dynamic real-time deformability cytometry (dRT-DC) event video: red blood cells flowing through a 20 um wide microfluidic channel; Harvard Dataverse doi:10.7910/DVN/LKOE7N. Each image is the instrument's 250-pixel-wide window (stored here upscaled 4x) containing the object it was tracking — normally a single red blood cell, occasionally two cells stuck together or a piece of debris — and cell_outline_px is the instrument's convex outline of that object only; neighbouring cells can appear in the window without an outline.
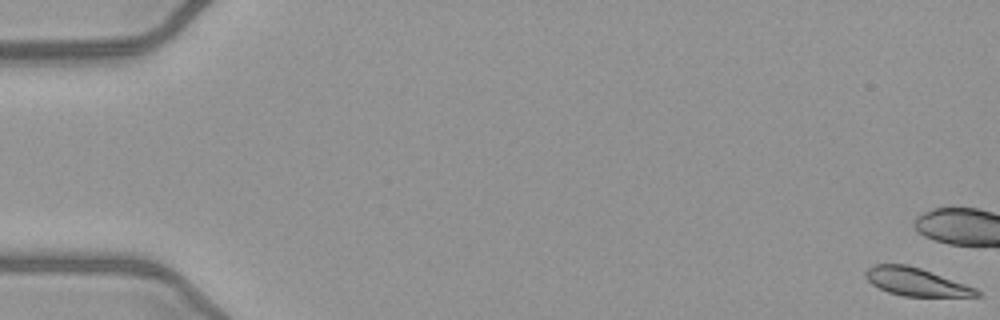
{"species": "common noctule bat (a hibernating species)", "species_latin": "Nyctalus noctula", "temperature_condition": "warm", "stored_images_in_passage": 12, "camera_frame_rate_fps": 3000, "um_per_image_px": 0.085, "animal": {"sex": "female", "body_mass_g": 21.9}, "frame": {"image": 1, "passage_image": 1, "time_ms": 0.0, "image_size_px": [1000, 320], "cell_outline_px": [[980, 296], [904, 296], [888, 292], [872, 284], [864, 276], [864, 272], [868, 268], [876, 264], [908, 264], [920, 268], [976, 288], [980, 292]], "centroid_in_image_um": [77.83, 23.95], "position_along_channel_um": 7.2, "area_um2": 17.86}}